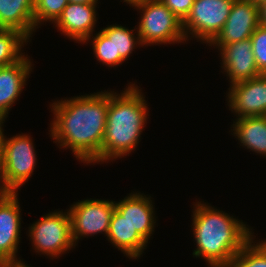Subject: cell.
<instances>
[{"label":"cell","mask_w":266,"mask_h":267,"mask_svg":"<svg viewBox=\"0 0 266 267\" xmlns=\"http://www.w3.org/2000/svg\"><path fill=\"white\" fill-rule=\"evenodd\" d=\"M29 58L27 54L11 65L0 67V114L5 118L19 100L18 97L33 71L34 65Z\"/></svg>","instance_id":"15"},{"label":"cell","mask_w":266,"mask_h":267,"mask_svg":"<svg viewBox=\"0 0 266 267\" xmlns=\"http://www.w3.org/2000/svg\"><path fill=\"white\" fill-rule=\"evenodd\" d=\"M128 4L141 13L137 32L142 47L186 43L182 20L161 0H132Z\"/></svg>","instance_id":"4"},{"label":"cell","mask_w":266,"mask_h":267,"mask_svg":"<svg viewBox=\"0 0 266 267\" xmlns=\"http://www.w3.org/2000/svg\"><path fill=\"white\" fill-rule=\"evenodd\" d=\"M115 210V201L83 199L74 202L68 209L71 219L72 239L75 246L82 238L104 234L107 237L111 216Z\"/></svg>","instance_id":"8"},{"label":"cell","mask_w":266,"mask_h":267,"mask_svg":"<svg viewBox=\"0 0 266 267\" xmlns=\"http://www.w3.org/2000/svg\"><path fill=\"white\" fill-rule=\"evenodd\" d=\"M53 119L50 138L59 149L66 148L79 162L98 164L105 135L109 91H99L50 103Z\"/></svg>","instance_id":"1"},{"label":"cell","mask_w":266,"mask_h":267,"mask_svg":"<svg viewBox=\"0 0 266 267\" xmlns=\"http://www.w3.org/2000/svg\"><path fill=\"white\" fill-rule=\"evenodd\" d=\"M260 25L266 27V1L259 5Z\"/></svg>","instance_id":"27"},{"label":"cell","mask_w":266,"mask_h":267,"mask_svg":"<svg viewBox=\"0 0 266 267\" xmlns=\"http://www.w3.org/2000/svg\"><path fill=\"white\" fill-rule=\"evenodd\" d=\"M259 25V6L247 0H235L225 25L208 46L219 51L226 44L250 38Z\"/></svg>","instance_id":"10"},{"label":"cell","mask_w":266,"mask_h":267,"mask_svg":"<svg viewBox=\"0 0 266 267\" xmlns=\"http://www.w3.org/2000/svg\"><path fill=\"white\" fill-rule=\"evenodd\" d=\"M108 242L129 259L137 260L142 256L148 242L115 209L110 220Z\"/></svg>","instance_id":"16"},{"label":"cell","mask_w":266,"mask_h":267,"mask_svg":"<svg viewBox=\"0 0 266 267\" xmlns=\"http://www.w3.org/2000/svg\"><path fill=\"white\" fill-rule=\"evenodd\" d=\"M234 1L194 0L189 14L182 21L186 41L195 38L197 42L208 45L225 25Z\"/></svg>","instance_id":"6"},{"label":"cell","mask_w":266,"mask_h":267,"mask_svg":"<svg viewBox=\"0 0 266 267\" xmlns=\"http://www.w3.org/2000/svg\"><path fill=\"white\" fill-rule=\"evenodd\" d=\"M250 39L258 71L266 75V27L259 25Z\"/></svg>","instance_id":"24"},{"label":"cell","mask_w":266,"mask_h":267,"mask_svg":"<svg viewBox=\"0 0 266 267\" xmlns=\"http://www.w3.org/2000/svg\"><path fill=\"white\" fill-rule=\"evenodd\" d=\"M139 88L136 83L130 82L120 93L109 90L107 122L98 164L129 156L141 141L149 108Z\"/></svg>","instance_id":"3"},{"label":"cell","mask_w":266,"mask_h":267,"mask_svg":"<svg viewBox=\"0 0 266 267\" xmlns=\"http://www.w3.org/2000/svg\"><path fill=\"white\" fill-rule=\"evenodd\" d=\"M255 238L254 235L243 246L229 267H266V239L260 241V239L255 240Z\"/></svg>","instance_id":"21"},{"label":"cell","mask_w":266,"mask_h":267,"mask_svg":"<svg viewBox=\"0 0 266 267\" xmlns=\"http://www.w3.org/2000/svg\"><path fill=\"white\" fill-rule=\"evenodd\" d=\"M69 3V0H34L35 28L39 29L45 22L54 23Z\"/></svg>","instance_id":"23"},{"label":"cell","mask_w":266,"mask_h":267,"mask_svg":"<svg viewBox=\"0 0 266 267\" xmlns=\"http://www.w3.org/2000/svg\"><path fill=\"white\" fill-rule=\"evenodd\" d=\"M234 120L230 131L238 139L240 146L259 154L260 157H266V115Z\"/></svg>","instance_id":"18"},{"label":"cell","mask_w":266,"mask_h":267,"mask_svg":"<svg viewBox=\"0 0 266 267\" xmlns=\"http://www.w3.org/2000/svg\"><path fill=\"white\" fill-rule=\"evenodd\" d=\"M90 40H92L90 42ZM91 43L94 57L97 61L109 68L122 65L125 61L121 57H114L113 41H111L101 30L91 35L82 44Z\"/></svg>","instance_id":"22"},{"label":"cell","mask_w":266,"mask_h":267,"mask_svg":"<svg viewBox=\"0 0 266 267\" xmlns=\"http://www.w3.org/2000/svg\"><path fill=\"white\" fill-rule=\"evenodd\" d=\"M18 193L0 201V264L2 267L25 265L17 257L21 239V211ZM19 258V259H18Z\"/></svg>","instance_id":"9"},{"label":"cell","mask_w":266,"mask_h":267,"mask_svg":"<svg viewBox=\"0 0 266 267\" xmlns=\"http://www.w3.org/2000/svg\"><path fill=\"white\" fill-rule=\"evenodd\" d=\"M192 232L196 248L193 257L208 267H229L235 255L254 236L253 228L204 201L193 202Z\"/></svg>","instance_id":"2"},{"label":"cell","mask_w":266,"mask_h":267,"mask_svg":"<svg viewBox=\"0 0 266 267\" xmlns=\"http://www.w3.org/2000/svg\"><path fill=\"white\" fill-rule=\"evenodd\" d=\"M72 3L87 4V3H98V0H69Z\"/></svg>","instance_id":"29"},{"label":"cell","mask_w":266,"mask_h":267,"mask_svg":"<svg viewBox=\"0 0 266 267\" xmlns=\"http://www.w3.org/2000/svg\"><path fill=\"white\" fill-rule=\"evenodd\" d=\"M182 21L189 14L194 0H161Z\"/></svg>","instance_id":"25"},{"label":"cell","mask_w":266,"mask_h":267,"mask_svg":"<svg viewBox=\"0 0 266 267\" xmlns=\"http://www.w3.org/2000/svg\"><path fill=\"white\" fill-rule=\"evenodd\" d=\"M141 192L129 193L124 199L115 202V209L148 242L154 234L156 215L154 200Z\"/></svg>","instance_id":"14"},{"label":"cell","mask_w":266,"mask_h":267,"mask_svg":"<svg viewBox=\"0 0 266 267\" xmlns=\"http://www.w3.org/2000/svg\"><path fill=\"white\" fill-rule=\"evenodd\" d=\"M30 134H16L10 138L4 134L0 153L1 163L8 185L18 193L33 175L37 155Z\"/></svg>","instance_id":"7"},{"label":"cell","mask_w":266,"mask_h":267,"mask_svg":"<svg viewBox=\"0 0 266 267\" xmlns=\"http://www.w3.org/2000/svg\"><path fill=\"white\" fill-rule=\"evenodd\" d=\"M123 2H125L127 5H128V3L130 2V1H132V0H122Z\"/></svg>","instance_id":"32"},{"label":"cell","mask_w":266,"mask_h":267,"mask_svg":"<svg viewBox=\"0 0 266 267\" xmlns=\"http://www.w3.org/2000/svg\"><path fill=\"white\" fill-rule=\"evenodd\" d=\"M99 3L79 4L69 2L58 19L53 23L61 34L76 43H83L93 35L97 23Z\"/></svg>","instance_id":"13"},{"label":"cell","mask_w":266,"mask_h":267,"mask_svg":"<svg viewBox=\"0 0 266 267\" xmlns=\"http://www.w3.org/2000/svg\"><path fill=\"white\" fill-rule=\"evenodd\" d=\"M34 0H0V29L16 30L30 42L36 32Z\"/></svg>","instance_id":"17"},{"label":"cell","mask_w":266,"mask_h":267,"mask_svg":"<svg viewBox=\"0 0 266 267\" xmlns=\"http://www.w3.org/2000/svg\"><path fill=\"white\" fill-rule=\"evenodd\" d=\"M8 267H32V266H30V265H28V266H25V265H16V266H8Z\"/></svg>","instance_id":"31"},{"label":"cell","mask_w":266,"mask_h":267,"mask_svg":"<svg viewBox=\"0 0 266 267\" xmlns=\"http://www.w3.org/2000/svg\"><path fill=\"white\" fill-rule=\"evenodd\" d=\"M5 117L3 115L0 114V153H1V149H2V142H3V136H4V122H5Z\"/></svg>","instance_id":"28"},{"label":"cell","mask_w":266,"mask_h":267,"mask_svg":"<svg viewBox=\"0 0 266 267\" xmlns=\"http://www.w3.org/2000/svg\"><path fill=\"white\" fill-rule=\"evenodd\" d=\"M29 40L20 32L11 29H0V67L19 61L24 55L23 47Z\"/></svg>","instance_id":"20"},{"label":"cell","mask_w":266,"mask_h":267,"mask_svg":"<svg viewBox=\"0 0 266 267\" xmlns=\"http://www.w3.org/2000/svg\"><path fill=\"white\" fill-rule=\"evenodd\" d=\"M100 30L113 41L114 57H121L124 61L135 51L133 49L142 46L136 27L130 30L115 23Z\"/></svg>","instance_id":"19"},{"label":"cell","mask_w":266,"mask_h":267,"mask_svg":"<svg viewBox=\"0 0 266 267\" xmlns=\"http://www.w3.org/2000/svg\"><path fill=\"white\" fill-rule=\"evenodd\" d=\"M226 101L235 119L266 115V75L230 85Z\"/></svg>","instance_id":"11"},{"label":"cell","mask_w":266,"mask_h":267,"mask_svg":"<svg viewBox=\"0 0 266 267\" xmlns=\"http://www.w3.org/2000/svg\"><path fill=\"white\" fill-rule=\"evenodd\" d=\"M219 53L221 72L226 74L230 85L261 75L255 62L250 38L226 44Z\"/></svg>","instance_id":"12"},{"label":"cell","mask_w":266,"mask_h":267,"mask_svg":"<svg viewBox=\"0 0 266 267\" xmlns=\"http://www.w3.org/2000/svg\"><path fill=\"white\" fill-rule=\"evenodd\" d=\"M14 193V190L8 185L5 178L0 157V201L10 198Z\"/></svg>","instance_id":"26"},{"label":"cell","mask_w":266,"mask_h":267,"mask_svg":"<svg viewBox=\"0 0 266 267\" xmlns=\"http://www.w3.org/2000/svg\"><path fill=\"white\" fill-rule=\"evenodd\" d=\"M27 233L34 252L58 259L75 248L71 232V219L67 210L49 211L28 227Z\"/></svg>","instance_id":"5"},{"label":"cell","mask_w":266,"mask_h":267,"mask_svg":"<svg viewBox=\"0 0 266 267\" xmlns=\"http://www.w3.org/2000/svg\"><path fill=\"white\" fill-rule=\"evenodd\" d=\"M247 1H250L253 4H256V5L259 6L260 4H262L263 2H265L266 0H247Z\"/></svg>","instance_id":"30"}]
</instances>
